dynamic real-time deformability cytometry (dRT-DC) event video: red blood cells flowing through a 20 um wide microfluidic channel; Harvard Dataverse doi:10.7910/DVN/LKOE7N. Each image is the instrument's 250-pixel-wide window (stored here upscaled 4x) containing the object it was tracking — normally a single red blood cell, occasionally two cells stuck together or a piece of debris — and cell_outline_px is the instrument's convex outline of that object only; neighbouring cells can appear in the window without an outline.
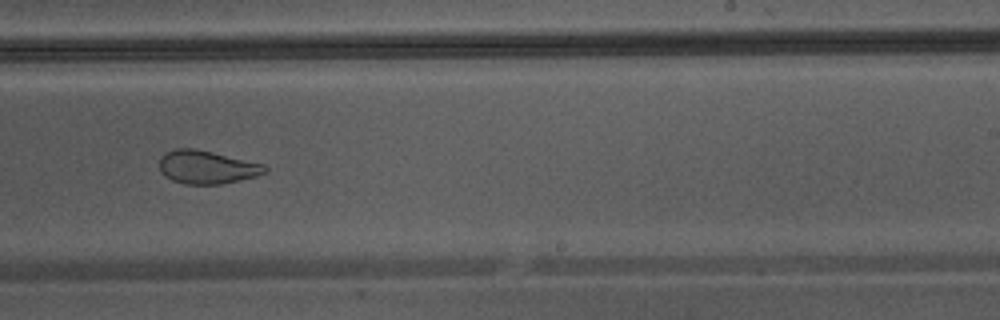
{"species": "Egyptian fruit bat (a non-hibernating species)", "species_latin": "Rousettus aegyptiacus", "temperature_condition": "warm", "stored_images_in_passage": 41, "camera_frame_rate_fps": 3000, "um_per_image_px": 0.085, "animal": {"sex": "male"}, "frame": {"image": 1, "passage_image": 24, "time_ms": 7.667, "image_size_px": [1000, 320], "cell_outline_px": [[268, 172], [256, 176], [240, 180], [220, 184], [184, 184], [172, 180], [164, 176], [160, 172], [160, 156], [164, 152], [176, 148], [192, 148], [212, 152], [264, 164], [268, 168]], "centroid_in_image_um": [17.56, 14.21], "position_along_channel_um": 271.4, "area_um2": 20.52}}